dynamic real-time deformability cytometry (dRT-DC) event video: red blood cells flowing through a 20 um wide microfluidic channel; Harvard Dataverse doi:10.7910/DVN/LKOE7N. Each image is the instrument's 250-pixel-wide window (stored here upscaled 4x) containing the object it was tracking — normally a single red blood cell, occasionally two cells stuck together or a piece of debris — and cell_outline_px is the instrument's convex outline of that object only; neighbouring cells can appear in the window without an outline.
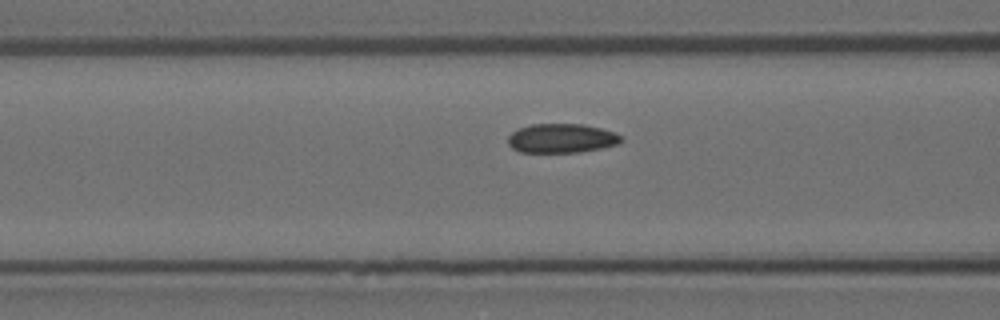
{"species": "Egyptian fruit bat (a non-hibernating species)", "species_latin": "Rousettus aegyptiacus", "temperature_condition": "room temperature", "stored_images_in_passage": 41, "camera_frame_rate_fps": 3000, "um_per_image_px": 0.085, "animal": {"sex": "female"}, "frame": {"image": 1, "passage_image": 19, "time_ms": 6.0, "image_size_px": [1000, 320], "cell_outline_px": [[624, 140], [616, 144], [600, 148], [580, 152], [520, 152], [512, 148], [508, 144], [508, 136], [512, 132], [520, 128], [532, 124], [584, 124], [616, 132], [624, 136]], "centroid_in_image_um": [47.76, 11.75], "position_along_channel_um": 118.8, "area_um2": 19.31}}
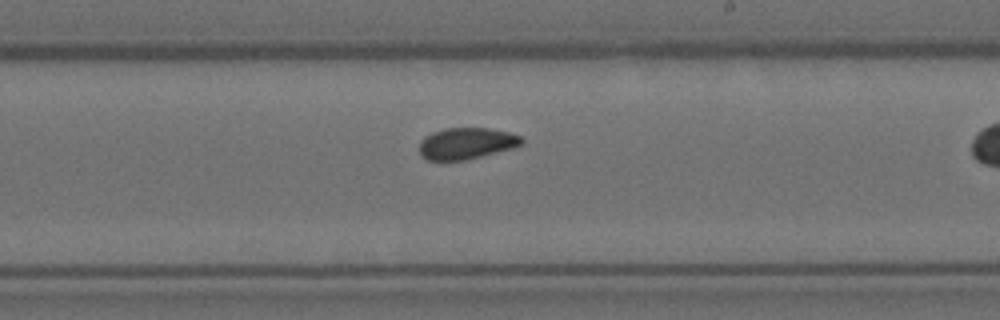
{"frame": {"image": 2, "passage_image": 30, "time_ms": 9.667, "image_size_px": [1000, 320], "cell_outline_px": [[524, 144], [512, 148], [464, 160], [428, 160], [420, 156], [420, 140], [424, 136], [432, 132], [444, 128], [488, 128], [508, 132], [520, 136], [524, 140]], "centroid_in_image_um": [39.62, 12.18], "position_along_channel_um": 249.4, "area_um2": 18.73}}
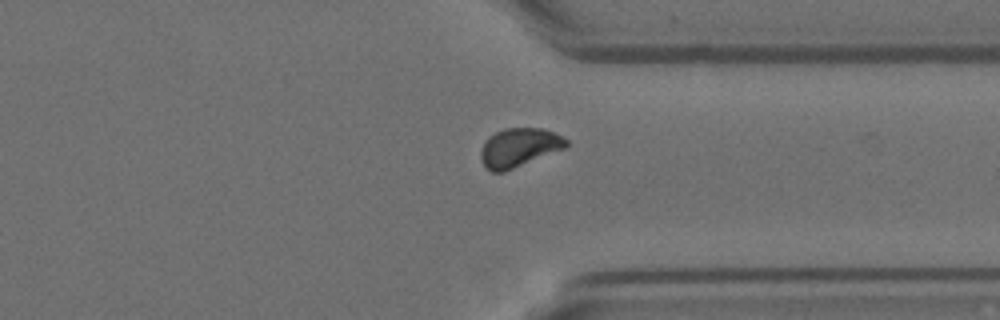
{"frame": {"image": 3, "passage_image": 40, "time_ms": 13.0, "image_size_px": [1000, 320], "cell_outline_px": [[568, 144], [564, 148], [504, 172], [492, 172], [484, 168], [480, 160], [480, 152], [484, 140], [488, 136], [504, 128], [544, 128], [568, 140]], "centroid_in_image_um": [44.05, 12.54], "position_along_channel_um": 367.4, "area_um2": 19.36}}